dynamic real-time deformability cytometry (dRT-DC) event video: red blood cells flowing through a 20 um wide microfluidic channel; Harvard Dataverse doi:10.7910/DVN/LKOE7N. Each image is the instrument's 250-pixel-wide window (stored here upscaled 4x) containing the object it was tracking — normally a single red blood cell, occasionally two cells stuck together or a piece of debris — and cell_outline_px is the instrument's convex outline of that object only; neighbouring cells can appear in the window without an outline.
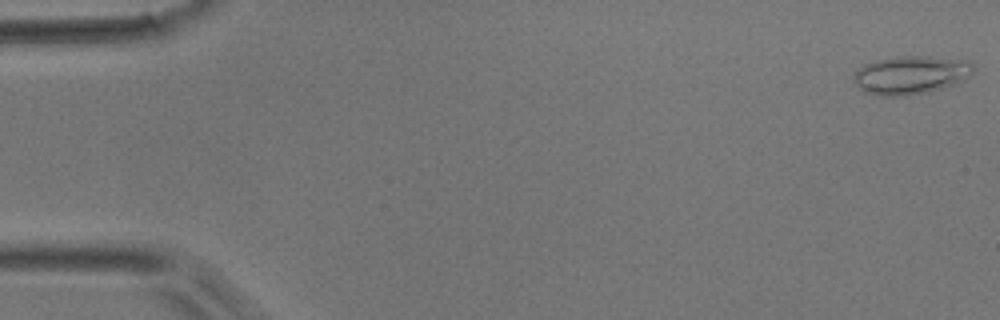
{"species": "common noctule bat (a hibernating species)", "species_latin": "Nyctalus noctula", "temperature_condition": "room temperature", "stored_images_in_passage": 50, "camera_frame_rate_fps": 3000, "um_per_image_px": 0.085, "animal": {"sex": "male", "body_mass_g": 17.9}, "frame": {"image": 1, "passage_image": 1, "time_ms": 0.0, "image_size_px": [1000, 320], "cell_outline_px": [[976, 68], [964, 80], [928, 92], [896, 96], [880, 96], [864, 92], [856, 84], [852, 76], [864, 64], [876, 60], [900, 56], [928, 56], [968, 60]], "centroid_in_image_um": [77.41, 6.36], "position_along_channel_um": 7.6, "area_um2": 26.59}}
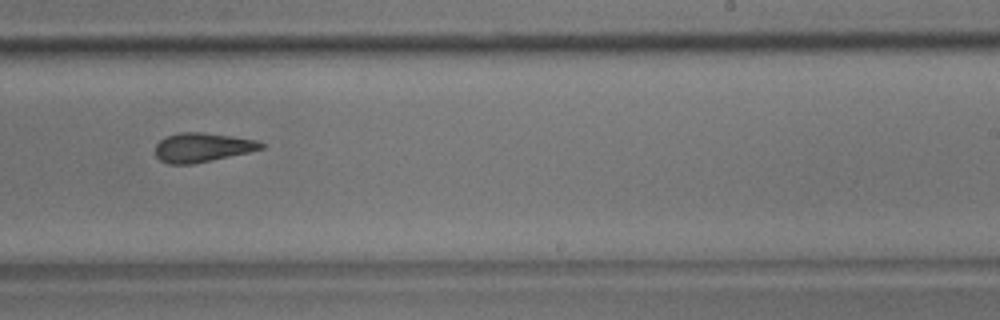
{"frame": {"image": 2, "passage_image": 31, "time_ms": 10.0, "image_size_px": [1000, 320], "cell_outline_px": [[264, 148], [248, 152], [192, 164], [168, 164], [160, 160], [156, 156], [156, 144], [160, 140], [168, 136], [180, 132], [200, 132], [256, 140], [264, 144]], "centroid_in_image_um": [17.16, 12.53], "position_along_channel_um": 271.8, "area_um2": 17.63}}
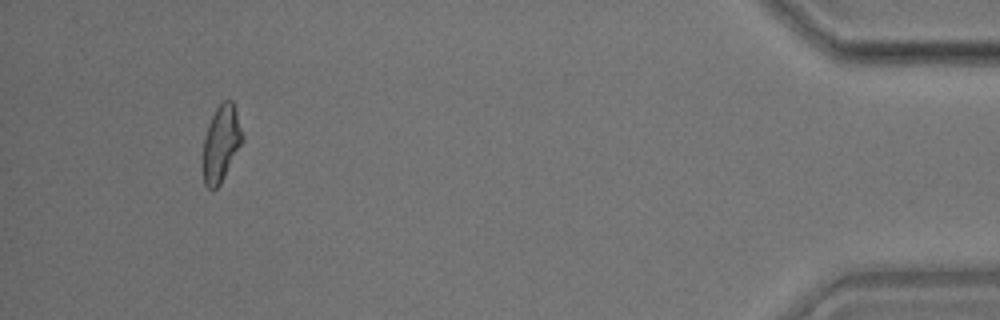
{"frame": {"image": 3, "passage_image": 47, "time_ms": 15.333, "image_size_px": [1000, 320], "cell_outline_px": [[244, 140], [220, 184], [216, 188], [208, 188], [204, 184], [204, 136], [208, 124], [216, 108], [224, 100], [232, 100], [244, 132]], "centroid_in_image_um": [18.83, 12.16], "position_along_channel_um": 416.4, "area_um2": 17.4}}